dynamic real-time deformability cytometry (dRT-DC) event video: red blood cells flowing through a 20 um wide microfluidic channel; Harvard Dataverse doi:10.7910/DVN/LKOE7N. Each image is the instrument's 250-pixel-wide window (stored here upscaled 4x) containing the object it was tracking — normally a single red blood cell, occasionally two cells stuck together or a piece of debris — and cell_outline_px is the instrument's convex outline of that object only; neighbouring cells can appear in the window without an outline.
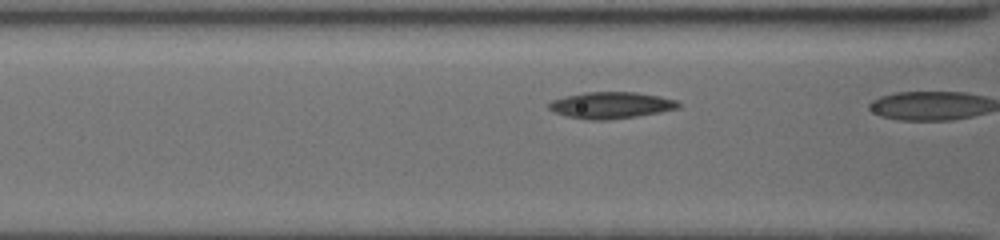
{"species": "common noctule bat (a hibernating species)", "species_latin": "Nyctalus noctula", "temperature_condition": "cold", "stored_images_in_passage": 11, "camera_frame_rate_fps": 3000, "um_per_image_px": 0.085, "animal": {"sex": "female", "body_mass_g": 19.5, "forearm_length_mm": 54.1}, "frame": {"image": 1, "passage_image": 10, "time_ms": 3.0, "image_size_px": [1000, 240], "cell_outline_px": [[680, 108], [660, 112], [636, 116], [608, 120], [588, 120], [564, 116], [552, 112], [548, 108], [548, 104], [552, 100], [564, 96], [584, 92], [636, 92], [660, 96], [676, 100], [680, 104]], "centroid_in_image_um": [51.89, 8.94], "position_along_channel_um": 114.7, "area_um2": 20.23}}